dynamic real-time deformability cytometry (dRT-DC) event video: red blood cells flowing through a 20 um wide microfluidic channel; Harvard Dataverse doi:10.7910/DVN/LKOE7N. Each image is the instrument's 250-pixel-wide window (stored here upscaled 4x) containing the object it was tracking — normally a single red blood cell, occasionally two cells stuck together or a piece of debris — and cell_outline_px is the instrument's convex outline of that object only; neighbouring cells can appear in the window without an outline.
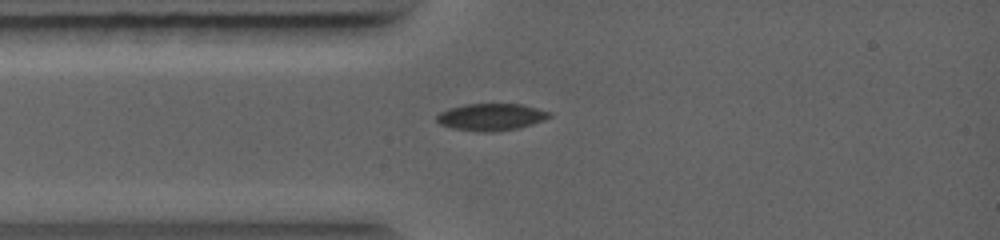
{"species": "common noctule bat (a hibernating species)", "species_latin": "Nyctalus noctula", "temperature_condition": "warm", "stored_images_in_passage": 28, "camera_frame_rate_fps": 5000, "um_per_image_px": 0.085, "animal": {"sex": "female", "body_mass_g": 19.0, "forearm_length_mm": 56.7}, "frame": {"image": 1, "passage_image": 11, "time_ms": 1.8, "image_size_px": [1000, 240], "cell_outline_px": [[552, 116], [516, 128], [492, 132], [480, 132], [452, 128], [440, 124], [436, 120], [436, 116], [440, 112], [448, 108], [464, 104], [520, 104], [536, 108], [548, 112]], "centroid_in_image_um": [41.65, 9.94], "position_along_channel_um": 43.4, "area_um2": 17.4}}
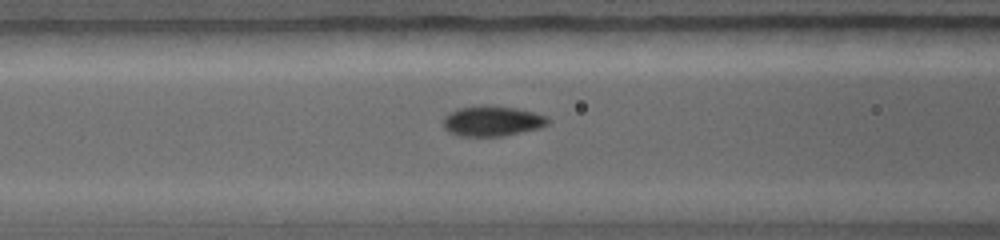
{"frame": {"image": 2, "passage_image": 21, "time_ms": 3.4, "image_size_px": [1000, 240], "cell_outline_px": [[548, 124], [540, 128], [504, 136], [460, 136], [448, 132], [444, 128], [444, 116], [456, 108], [480, 104], [488, 104], [516, 108], [532, 112], [544, 116], [548, 120]], "centroid_in_image_um": [41.78, 10.27], "position_along_channel_um": 124.8, "area_um2": 18.67}}
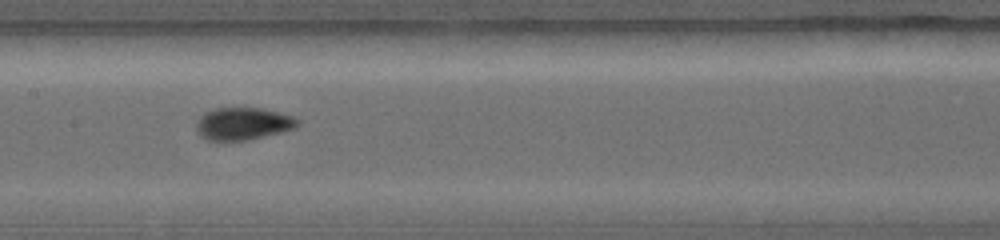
{"frame": {"image": 3, "passage_image": 27, "time_ms": 4.6, "image_size_px": [1000, 240], "cell_outline_px": [[300, 124], [292, 128], [280, 132], [244, 140], [208, 140], [200, 136], [196, 128], [196, 124], [200, 116], [216, 108], [260, 108], [280, 112], [292, 116], [300, 120]], "centroid_in_image_um": [20.65, 10.5], "position_along_channel_um": 186.7, "area_um2": 18.79}}